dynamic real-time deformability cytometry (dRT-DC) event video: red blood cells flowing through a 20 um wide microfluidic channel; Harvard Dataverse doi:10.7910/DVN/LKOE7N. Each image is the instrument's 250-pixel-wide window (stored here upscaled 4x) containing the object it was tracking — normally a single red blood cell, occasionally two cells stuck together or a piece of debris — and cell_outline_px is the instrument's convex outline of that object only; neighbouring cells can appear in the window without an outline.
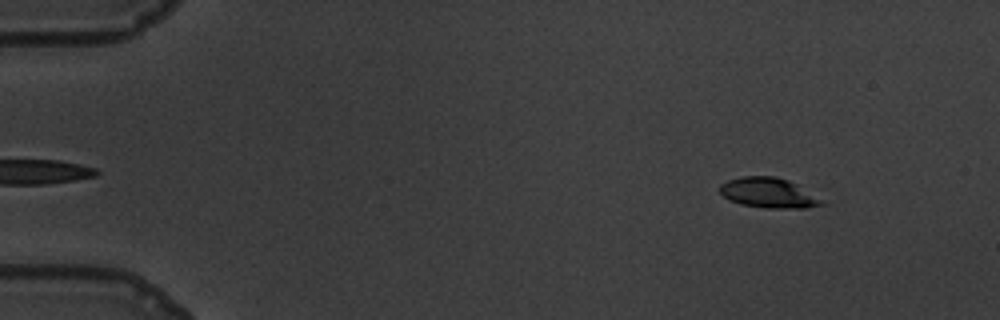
{"species": "common noctule bat (a hibernating species)", "species_latin": "Nyctalus noctula", "temperature_condition": "warm", "stored_images_in_passage": 58, "camera_frame_rate_fps": 3000, "um_per_image_px": 0.085, "animal": {"sex": "male", "body_mass_g": 19.5, "forearm_length_mm": 54.6}, "frame": {"image": 1, "passage_image": 5, "time_ms": 1.333, "image_size_px": [1000, 320], "cell_outline_px": [[828, 204], [804, 208], [768, 208], [744, 204], [728, 200], [720, 192], [720, 184], [728, 180], [744, 176], [776, 176], [788, 180], [796, 184], [824, 200]], "centroid_in_image_um": [65.36, 16.39], "position_along_channel_um": 19.6, "area_um2": 17.8}}
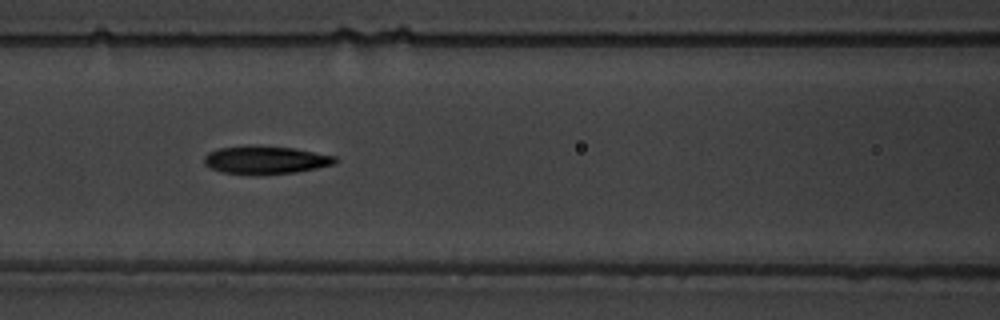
{"frame": {"image": 2, "passage_image": 25, "time_ms": 8.0, "image_size_px": [1000, 320], "cell_outline_px": [[340, 160], [336, 164], [296, 172], [256, 176], [220, 172], [204, 164], [204, 156], [208, 152], [220, 148], [296, 148], [336, 156]], "centroid_in_image_um": [22.63, 13.66], "position_along_channel_um": 144.0, "area_um2": 20.98}}
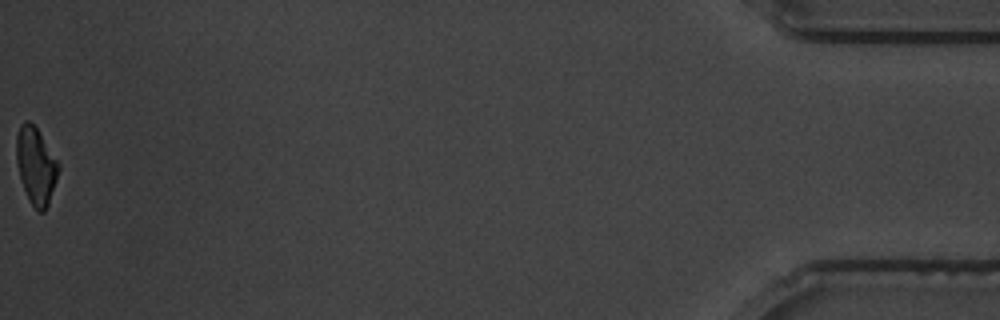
{"frame": {"image": 3, "passage_image": 58, "time_ms": 19.0, "image_size_px": [1000, 320], "cell_outline_px": [[60, 168], [48, 204], [44, 212], [36, 212], [24, 188], [16, 164], [16, 136], [20, 124], [24, 120], [28, 120], [36, 128], [60, 164]], "centroid_in_image_um": [3.04, 14.08], "position_along_channel_um": 432.2, "area_um2": 18.67}, "authors_computed_cell_mechanics": {"area_um2": 20.2011, "velocity_mm_per_s": 3.462, "shape_relaxation_time_tau1_ms": 3.8598, "shape_relaxation_time_tau2_ms": 10.0892, "deformation_change_tau1": 0.1772, "deformation_change_tau2": 0.1454}}